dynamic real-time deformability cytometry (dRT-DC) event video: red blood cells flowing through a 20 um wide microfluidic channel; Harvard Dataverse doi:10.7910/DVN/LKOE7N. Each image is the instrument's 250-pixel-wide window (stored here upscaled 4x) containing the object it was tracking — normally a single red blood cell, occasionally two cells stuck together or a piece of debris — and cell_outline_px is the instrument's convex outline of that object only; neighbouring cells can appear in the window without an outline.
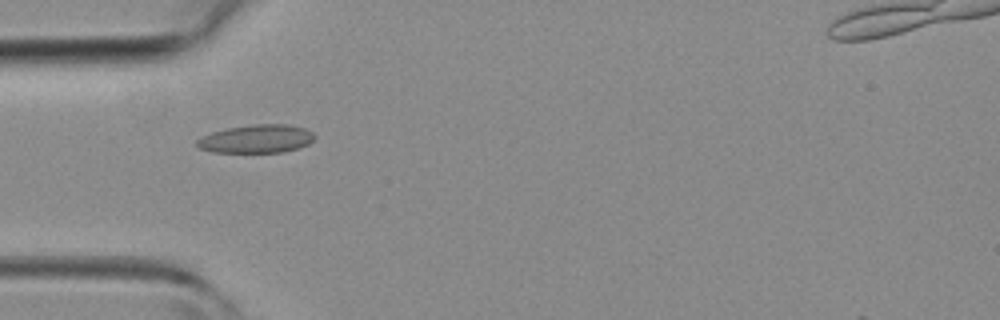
{"species": "common noctule bat (a hibernating species)", "species_latin": "Nyctalus noctula", "temperature_condition": "room temperature", "stored_images_in_passage": 23, "camera_frame_rate_fps": 3000, "um_per_image_px": 0.085, "animal": {"sex": "female", "body_mass_g": 19.3, "forearm_length_mm": 54.1}, "frame": {"image": 1, "passage_image": 1, "time_ms": 0.0, "image_size_px": [1000, 320], "cell_outline_px": [[316, 136], [308, 144], [296, 148], [280, 152], [212, 152], [200, 148], [196, 144], [196, 140], [212, 132], [228, 128], [252, 124], [288, 124], [304, 128], [312, 132]], "centroid_in_image_um": [21.8, 11.79], "position_along_channel_um": 63.2, "area_um2": 19.19}}
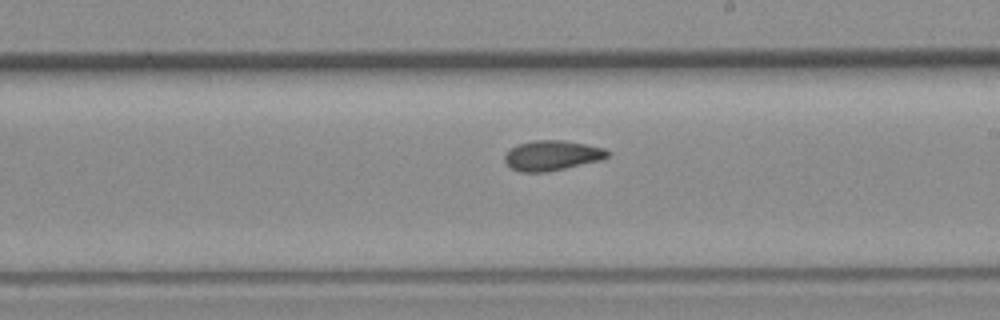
{"frame": {"image": 2, "passage_image": 12, "time_ms": 3.667, "image_size_px": [1000, 320], "cell_outline_px": [[608, 156], [600, 160], [548, 172], [520, 172], [512, 168], [504, 160], [504, 156], [512, 148], [520, 144], [536, 140], [564, 140], [604, 148], [608, 152]], "centroid_in_image_um": [46.92, 13.22], "position_along_channel_um": 242.1, "area_um2": 17.69}}
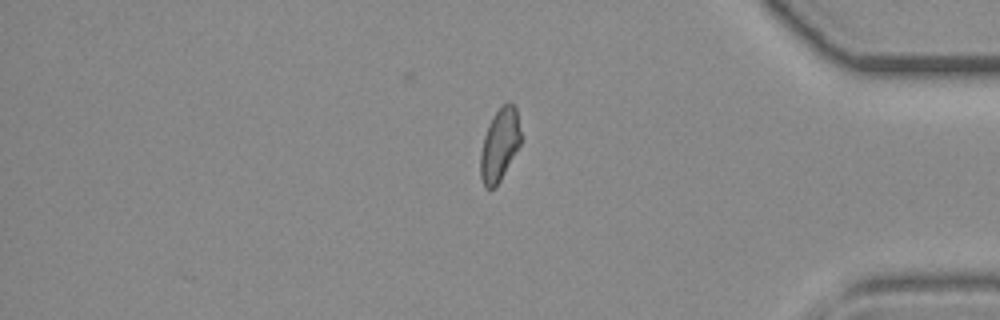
{"frame": {"image": 3, "passage_image": 23, "time_ms": 7.333, "image_size_px": [1000, 320], "cell_outline_px": [[520, 144], [500, 180], [492, 188], [484, 188], [480, 176], [480, 152], [484, 136], [488, 124], [496, 112], [508, 100], [516, 108], [520, 132]], "centroid_in_image_um": [42.44, 12.31], "position_along_channel_um": 392.8, "area_um2": 16.76}}